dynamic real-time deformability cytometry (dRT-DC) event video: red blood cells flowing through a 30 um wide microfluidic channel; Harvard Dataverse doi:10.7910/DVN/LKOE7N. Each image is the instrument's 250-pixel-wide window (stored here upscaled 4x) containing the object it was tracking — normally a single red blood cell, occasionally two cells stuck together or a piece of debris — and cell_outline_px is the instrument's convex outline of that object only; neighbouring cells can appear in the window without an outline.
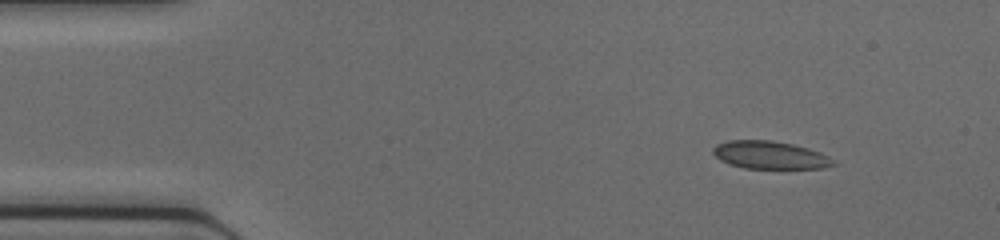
{"species": "common noctule bat (a hibernating species)", "species_latin": "Nyctalus noctula", "temperature_condition": "cold", "stored_images_in_passage": 44, "camera_frame_rate_fps": 3000, "um_per_image_px": 0.085, "animal": {"sex": "female", "body_mass_g": 17.0, "forearm_length_mm": 48.0}, "frame": {"image": 1, "passage_image": 4, "time_ms": 1.0, "image_size_px": [1000, 240], "cell_outline_px": [[836, 164], [824, 168], [744, 168], [728, 164], [720, 160], [712, 152], [712, 148], [716, 144], [728, 140], [772, 140], [792, 144], [808, 148], [820, 152], [836, 160]], "centroid_in_image_um": [65.44, 13.17], "position_along_channel_um": 19.6, "area_um2": 19.59}}
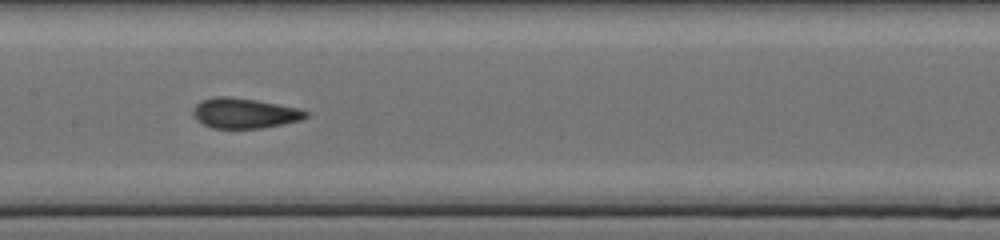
{"frame": {"image": 2, "passage_image": 21, "time_ms": 6.667, "image_size_px": [1000, 240], "cell_outline_px": [[308, 116], [300, 120], [284, 124], [260, 128], [212, 128], [196, 120], [192, 116], [192, 108], [200, 100], [212, 96], [228, 96], [256, 100], [296, 108], [308, 112]], "centroid_in_image_um": [20.7, 9.61], "position_along_channel_um": 186.7, "area_um2": 19.88}}
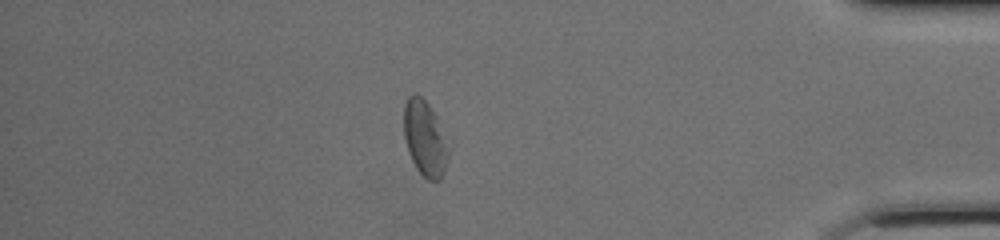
{"frame": {"image": 3, "passage_image": 38, "time_ms": 12.333, "image_size_px": [1000, 240], "cell_outline_px": [[452, 140], [444, 172], [440, 180], [428, 180], [416, 168], [408, 152], [404, 136], [404, 104], [408, 96], [412, 92], [420, 96], [428, 104]], "centroid_in_image_um": [36.17, 11.74], "position_along_channel_um": 399.0, "area_um2": 20.23}}